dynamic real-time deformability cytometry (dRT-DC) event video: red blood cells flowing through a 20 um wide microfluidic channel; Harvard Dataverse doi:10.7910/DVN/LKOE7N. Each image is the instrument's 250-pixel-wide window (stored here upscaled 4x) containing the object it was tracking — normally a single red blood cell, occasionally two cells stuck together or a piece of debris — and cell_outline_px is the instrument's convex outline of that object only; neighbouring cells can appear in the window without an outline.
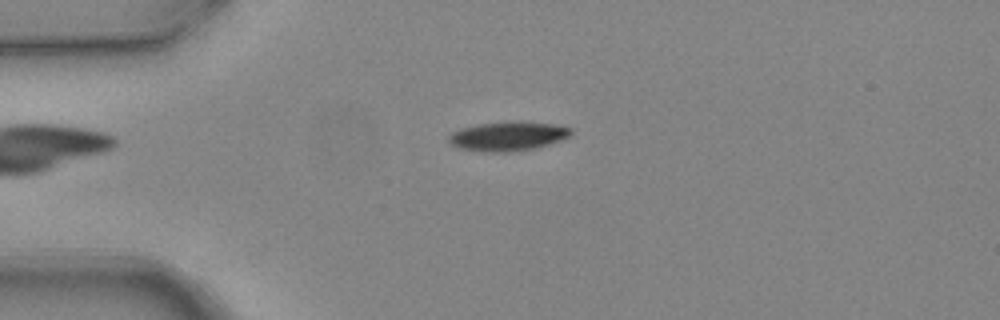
{"species": "common noctule bat (a hibernating species)", "species_latin": "Nyctalus noctula", "temperature_condition": "warm", "stored_images_in_passage": 2, "camera_frame_rate_fps": 3000, "um_per_image_px": 0.085, "animal": {"sex": "female", "body_mass_g": 24.6, "forearm_length_mm": 56.2}, "frame": {"image": 1, "passage_image": 1, "time_ms": 0.0, "image_size_px": [1000, 320], "cell_outline_px": [[572, 132], [568, 136], [560, 140], [548, 144], [532, 148], [504, 152], [484, 152], [460, 148], [452, 144], [448, 140], [448, 136], [452, 132], [460, 128], [480, 124], [516, 120], [552, 124], [572, 128]], "centroid_in_image_um": [43.14, 11.56], "position_along_channel_um": 41.9, "area_um2": 20.63}}